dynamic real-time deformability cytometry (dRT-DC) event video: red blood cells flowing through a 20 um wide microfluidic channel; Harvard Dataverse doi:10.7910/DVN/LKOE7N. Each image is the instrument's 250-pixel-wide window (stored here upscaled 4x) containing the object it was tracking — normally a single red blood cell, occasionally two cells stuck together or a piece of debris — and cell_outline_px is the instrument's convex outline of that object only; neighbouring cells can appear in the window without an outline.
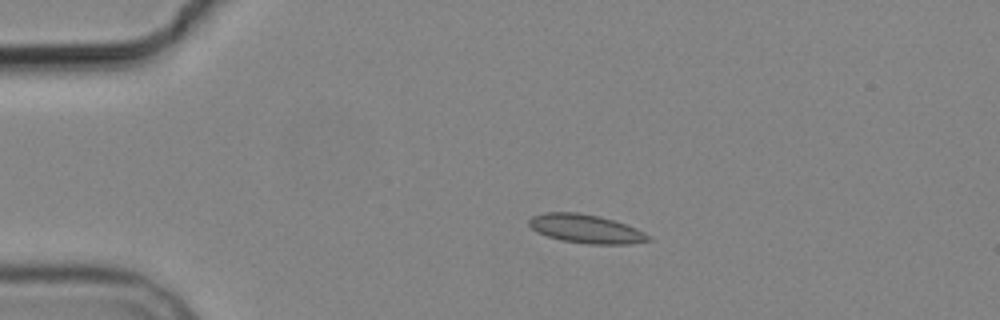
{"species": "common noctule bat (a hibernating species)", "species_latin": "Nyctalus noctula", "temperature_condition": "cold", "stored_images_in_passage": 8, "camera_frame_rate_fps": 3000, "um_per_image_px": 0.085, "animal": {"sex": "male", "body_mass_g": 19.2, "forearm_length_mm": 51.8}, "frame": {"image": 1, "passage_image": 2, "time_ms": 2.333, "image_size_px": [1000, 320], "cell_outline_px": [[652, 240], [628, 244], [588, 244], [560, 240], [536, 232], [528, 224], [528, 220], [532, 216], [544, 212], [576, 212], [600, 216], [628, 224], [652, 236]], "centroid_in_image_um": [49.82, 19.44], "position_along_channel_um": 35.2, "area_um2": 20.17}}
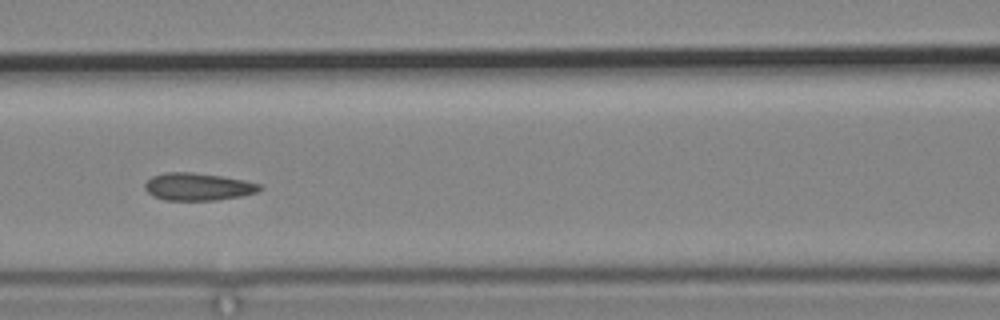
{"frame": {"image": 2, "passage_image": 6, "time_ms": 6.667, "image_size_px": [1000, 320], "cell_outline_px": [[264, 188], [256, 192], [240, 196], [216, 200], [164, 200], [152, 196], [144, 188], [144, 184], [152, 176], [168, 172], [192, 172], [220, 176], [244, 180], [260, 184]], "centroid_in_image_um": [16.81, 15.87], "position_along_channel_um": 149.8, "area_um2": 18.32}}
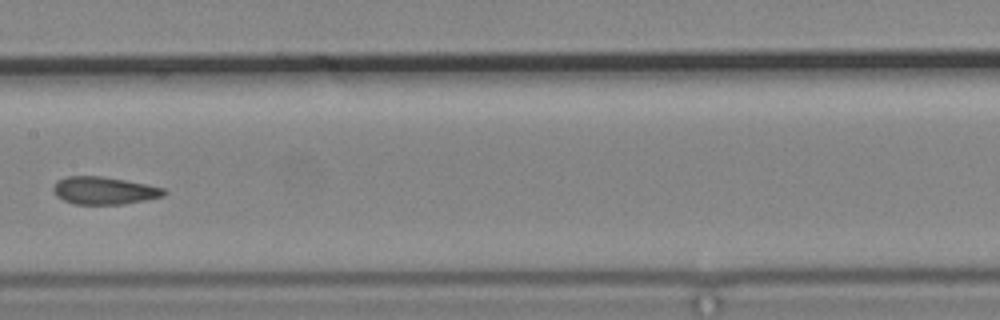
{"frame": {"image": 3, "passage_image": 7, "time_ms": 8.0, "image_size_px": [1000, 320], "cell_outline_px": [[168, 192], [164, 196], [124, 204], [76, 204], [64, 200], [56, 196], [52, 188], [56, 180], [64, 176], [100, 176], [148, 184], [164, 188]], "centroid_in_image_um": [8.84, 16.19], "position_along_channel_um": 198.6, "area_um2": 17.86}}